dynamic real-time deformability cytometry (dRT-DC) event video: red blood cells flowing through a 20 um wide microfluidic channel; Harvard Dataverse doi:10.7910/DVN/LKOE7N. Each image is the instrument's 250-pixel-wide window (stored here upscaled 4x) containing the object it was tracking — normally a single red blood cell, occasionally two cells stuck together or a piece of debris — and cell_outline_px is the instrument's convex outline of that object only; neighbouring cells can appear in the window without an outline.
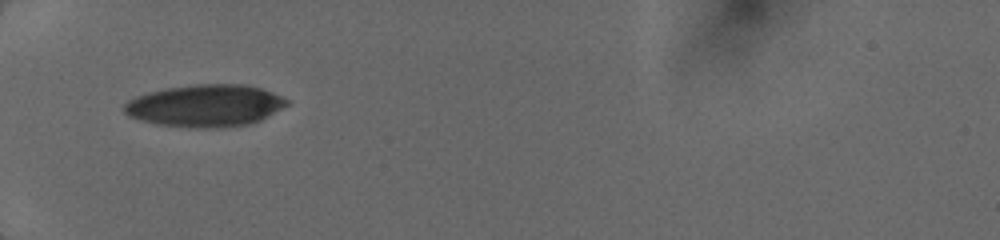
{"species": "human", "species_latin": "Homo sapiens", "temperature_condition": "cold", "stored_images_in_passage": 37, "camera_frame_rate_fps": 3000, "um_per_image_px": 0.085, "donor": {"sex": "female"}, "frame": {"image": 1, "passage_image": 1, "time_ms": 0.0, "image_size_px": [1000, 240], "cell_outline_px": [[288, 104], [268, 116], [260, 120], [248, 124], [220, 128], [188, 128], [156, 124], [132, 116], [124, 112], [124, 104], [128, 100], [136, 96], [148, 92], [168, 88], [196, 84], [244, 84], [260, 88], [272, 92], [288, 100]], "centroid_in_image_um": [17.45, 8.98], "position_along_channel_um": 67.5, "area_um2": 39.77}}
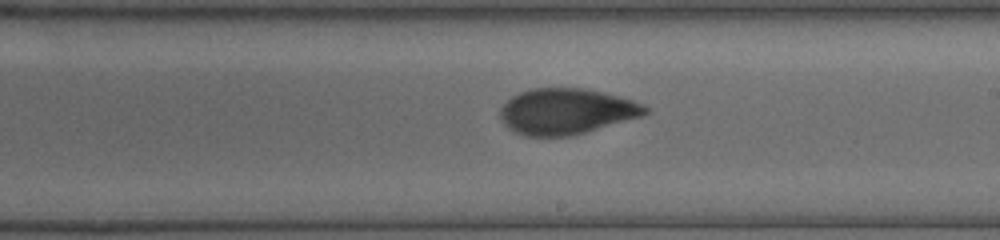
{"frame": {"image": 2, "passage_image": 16, "time_ms": 4.333, "image_size_px": [1000, 240], "cell_outline_px": [[648, 112], [644, 116], [584, 132], [568, 136], [524, 136], [508, 128], [504, 124], [500, 116], [500, 108], [512, 96], [520, 92], [532, 88], [588, 88], [604, 92], [632, 100], [644, 104], [648, 108]], "centroid_in_image_um": [48.15, 9.46], "position_along_channel_um": 240.9, "area_um2": 38.73}}
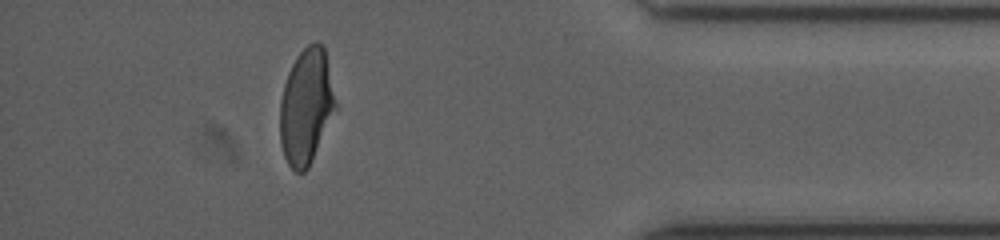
{"frame": {"image": 3, "passage_image": 32, "time_ms": 9.0, "image_size_px": [1000, 240], "cell_outline_px": [[336, 108], [312, 160], [308, 168], [304, 172], [296, 172], [288, 164], [284, 156], [280, 144], [280, 100], [284, 84], [288, 72], [296, 56], [308, 44], [316, 40], [324, 48], [336, 104]], "centroid_in_image_um": [26.0, 9.06], "position_along_channel_um": 409.2, "area_um2": 36.99}}